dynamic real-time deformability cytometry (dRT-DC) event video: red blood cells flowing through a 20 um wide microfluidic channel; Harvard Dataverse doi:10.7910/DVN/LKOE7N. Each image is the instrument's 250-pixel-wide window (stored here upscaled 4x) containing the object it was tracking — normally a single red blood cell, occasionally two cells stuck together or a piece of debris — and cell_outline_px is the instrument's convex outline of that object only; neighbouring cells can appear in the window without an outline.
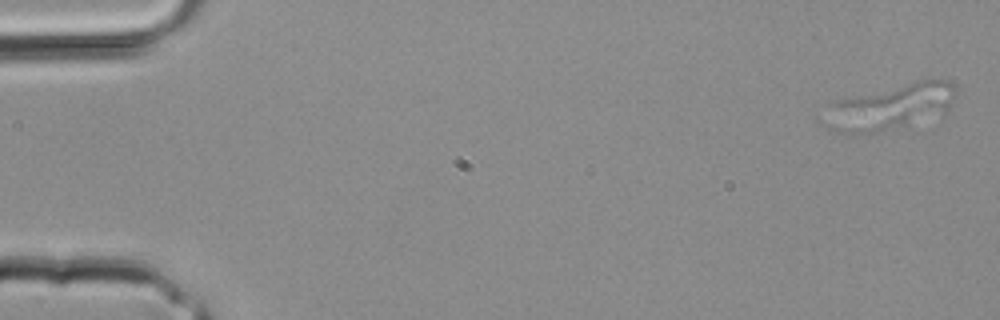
{"species": "common noctule bat (a hibernating species)", "species_latin": "Nyctalus noctula", "temperature_condition": "room temperature", "stored_images_in_passage": 2, "camera_frame_rate_fps": 3000, "um_per_image_px": 0.085, "animal": {"sex": "male", "body_mass_g": 20.4}, "frame": {"image": 1, "passage_image": 1, "time_ms": 0.0, "image_size_px": [1000, 320], "cell_outline_px": [[956, 88], [948, 108], [944, 116], [872, 132], [836, 132], [828, 128], [816, 120], [816, 116], [832, 100], [920, 80], [948, 80]], "centroid_in_image_um": [75.52, 9.1], "position_along_channel_um": 9.5, "area_um2": 35.26}}